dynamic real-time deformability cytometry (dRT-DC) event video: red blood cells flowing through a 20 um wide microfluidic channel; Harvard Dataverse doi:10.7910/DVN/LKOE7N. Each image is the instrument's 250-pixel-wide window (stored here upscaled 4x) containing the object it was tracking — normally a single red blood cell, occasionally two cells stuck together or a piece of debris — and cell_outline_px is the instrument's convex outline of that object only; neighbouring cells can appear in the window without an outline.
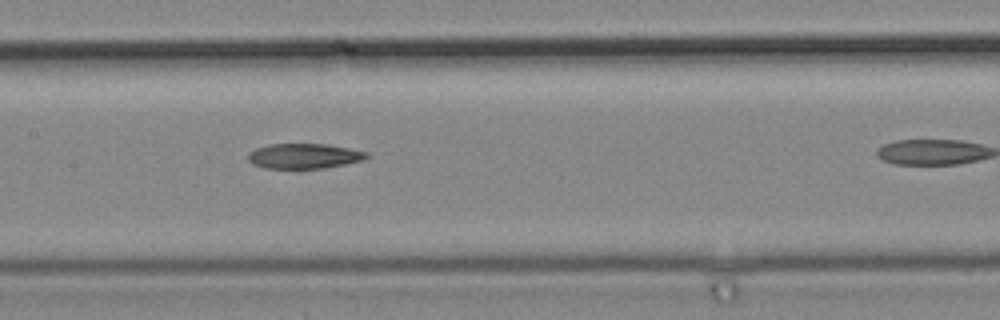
{"species": "common noctule bat (a hibernating species)", "species_latin": "Nyctalus noctula", "temperature_condition": "cold", "stored_images_in_passage": 7, "camera_frame_rate_fps": 3000, "um_per_image_px": 0.085, "animal": {"sex": "male", "body_mass_g": 19.2, "forearm_length_mm": 51.8}, "frame": {"image": 1, "passage_image": 6, "time_ms": 1.667, "image_size_px": [1000, 320], "cell_outline_px": [[368, 156], [364, 160], [344, 164], [320, 168], [264, 168], [252, 164], [248, 160], [248, 152], [256, 148], [268, 144], [324, 144], [348, 148], [368, 152]], "centroid_in_image_um": [25.81, 13.26], "position_along_channel_um": 181.6, "area_um2": 17.22}}